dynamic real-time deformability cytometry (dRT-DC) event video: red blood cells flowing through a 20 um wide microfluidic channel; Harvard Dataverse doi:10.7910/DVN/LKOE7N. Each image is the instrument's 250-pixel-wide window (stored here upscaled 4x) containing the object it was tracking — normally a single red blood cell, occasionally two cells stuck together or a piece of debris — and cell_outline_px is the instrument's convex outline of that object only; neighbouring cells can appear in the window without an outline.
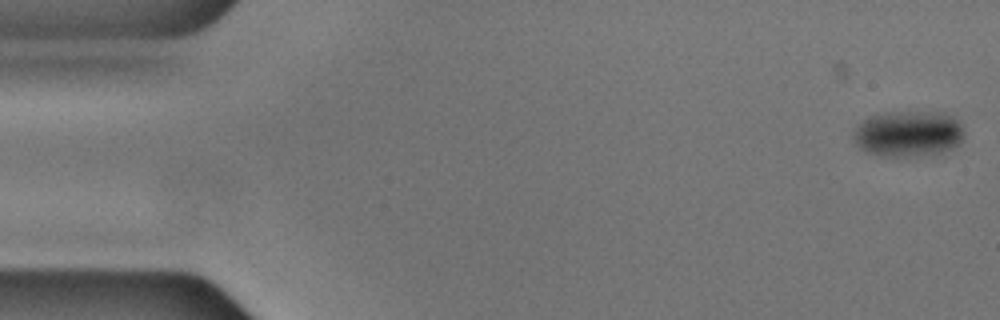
{"species": "common noctule bat (a hibernating species)", "species_latin": "Nyctalus noctula", "temperature_condition": "cold", "stored_images_in_passage": 15, "camera_frame_rate_fps": 3000, "um_per_image_px": 0.085, "animal": {"sex": "male", "body_mass_g": 17.9, "forearm_length_mm": 54.2}, "frame": {"image": 1, "passage_image": 1, "time_ms": 0.0, "image_size_px": [1000, 320], "cell_outline_px": [[964, 136], [952, 148], [940, 152], [920, 156], [888, 156], [868, 152], [860, 148], [852, 136], [856, 128], [864, 120], [872, 116], [892, 112], [936, 112], [956, 116], [960, 120], [964, 132]], "centroid_in_image_um": [77.25, 11.35], "position_along_channel_um": 7.8, "area_um2": 29.36}}
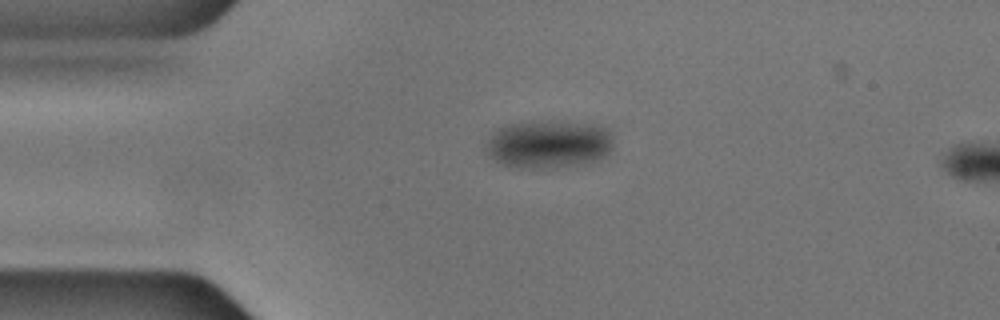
{"frame": {"image": 2, "passage_image": 12, "time_ms": 3.667, "image_size_px": [1000, 320], "cell_outline_px": [[612, 148], [604, 156], [596, 160], [548, 168], [520, 168], [500, 164], [488, 152], [488, 140], [492, 132], [496, 128], [508, 124], [540, 120], [596, 124], [604, 128], [612, 136]], "centroid_in_image_um": [46.61, 12.23], "position_along_channel_um": 38.4, "area_um2": 35.37}}